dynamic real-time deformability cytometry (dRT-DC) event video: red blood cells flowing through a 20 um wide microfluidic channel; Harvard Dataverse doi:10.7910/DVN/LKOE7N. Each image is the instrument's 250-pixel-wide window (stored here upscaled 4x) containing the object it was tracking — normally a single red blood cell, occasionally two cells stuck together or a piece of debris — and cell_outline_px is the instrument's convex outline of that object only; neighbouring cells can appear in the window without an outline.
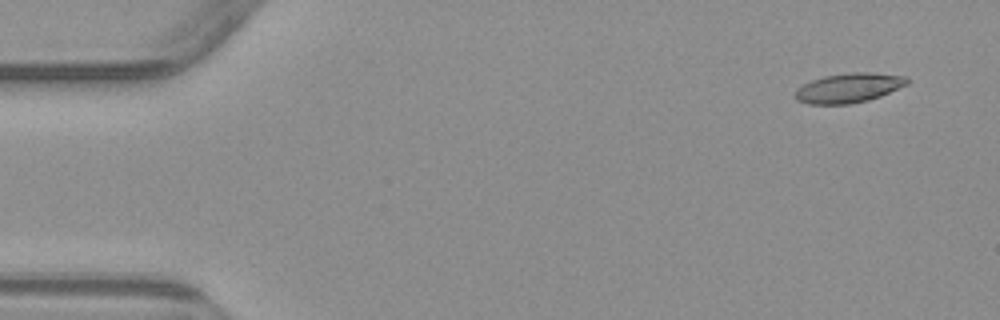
{"species": "common noctule bat (a hibernating species)", "species_latin": "Nyctalus noctula", "temperature_condition": "warm", "stored_images_in_passage": 4, "camera_frame_rate_fps": 3000, "um_per_image_px": 0.085, "animal": {"sex": "male", "body_mass_g": 23.1, "forearm_length_mm": 52.7}, "frame": {"image": 1, "passage_image": 1, "time_ms": 0.0, "image_size_px": [1000, 320], "cell_outline_px": [[908, 84], [880, 96], [868, 100], [848, 104], [808, 104], [796, 100], [792, 96], [796, 88], [812, 80], [824, 76], [852, 72], [868, 72], [908, 76]], "centroid_in_image_um": [72.11, 7.47], "position_along_channel_um": 12.9, "area_um2": 19.36}}